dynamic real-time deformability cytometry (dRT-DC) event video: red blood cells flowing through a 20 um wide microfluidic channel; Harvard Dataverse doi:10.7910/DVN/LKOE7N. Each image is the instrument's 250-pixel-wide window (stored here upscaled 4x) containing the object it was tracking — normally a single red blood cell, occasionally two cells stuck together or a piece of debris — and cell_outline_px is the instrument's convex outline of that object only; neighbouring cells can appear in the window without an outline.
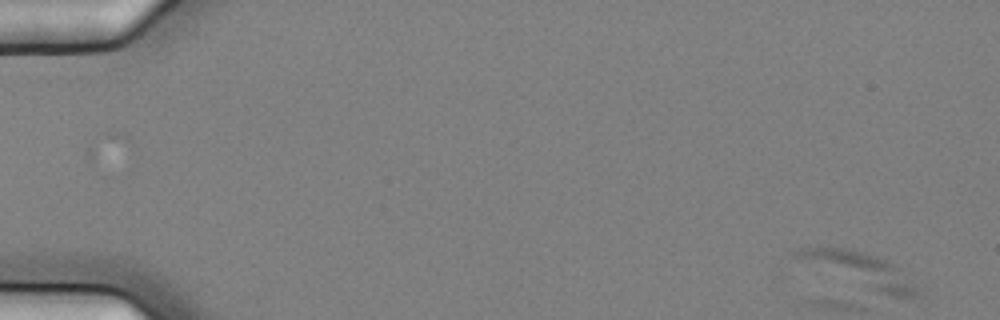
{"species": "common noctule bat (a hibernating species)", "species_latin": "Nyctalus noctula", "temperature_condition": "cold", "stored_images_in_passage": 6, "camera_frame_rate_fps": 3000, "um_per_image_px": 0.085, "animal": {"sex": "female", "body_mass_g": 25.1}, "frame": {"image": 1, "passage_image": 1, "time_ms": 0.0, "image_size_px": [1000, 320], "cell_outline_px": [[920, 292], [912, 300], [892, 296], [880, 292], [792, 256], [792, 252], [800, 248], [852, 248], [888, 260], [920, 288]], "centroid_in_image_um": [73.23, 22.93], "position_along_channel_um": 11.8, "area_um2": 22.83}}